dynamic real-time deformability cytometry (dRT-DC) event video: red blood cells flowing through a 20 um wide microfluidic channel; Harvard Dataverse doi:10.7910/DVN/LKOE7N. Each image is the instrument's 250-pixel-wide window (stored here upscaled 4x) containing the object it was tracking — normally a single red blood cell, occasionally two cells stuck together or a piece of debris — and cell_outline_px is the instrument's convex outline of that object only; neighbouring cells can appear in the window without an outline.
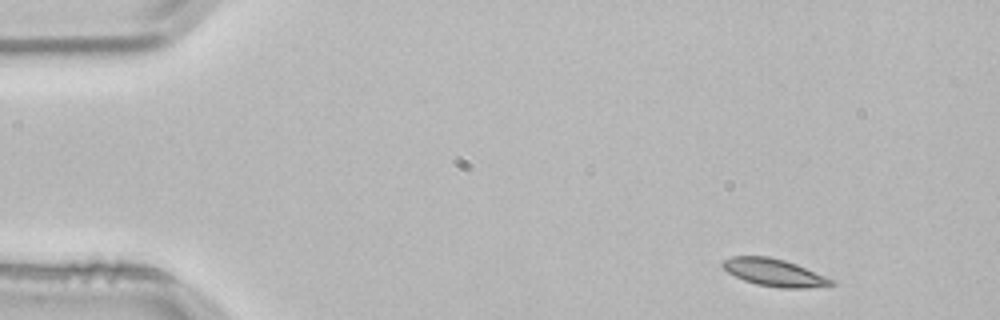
{"species": "common noctule bat (a hibernating species)", "species_latin": "Nyctalus noctula", "temperature_condition": "room temperature", "stored_images_in_passage": 2, "camera_frame_rate_fps": 3000, "um_per_image_px": 0.085, "animal": {"sex": "male", "body_mass_g": 21.5, "forearm_length_mm": 52.0}, "frame": {"image": 1, "passage_image": 1, "time_ms": 0.0, "image_size_px": [1000, 320], "cell_outline_px": [[836, 284], [828, 288], [780, 288], [756, 284], [744, 280], [728, 272], [720, 264], [724, 260], [732, 256], [768, 256], [784, 260], [796, 264], [836, 280]], "centroid_in_image_um": [65.91, 23.19], "position_along_channel_um": 19.1, "area_um2": 17.63}}